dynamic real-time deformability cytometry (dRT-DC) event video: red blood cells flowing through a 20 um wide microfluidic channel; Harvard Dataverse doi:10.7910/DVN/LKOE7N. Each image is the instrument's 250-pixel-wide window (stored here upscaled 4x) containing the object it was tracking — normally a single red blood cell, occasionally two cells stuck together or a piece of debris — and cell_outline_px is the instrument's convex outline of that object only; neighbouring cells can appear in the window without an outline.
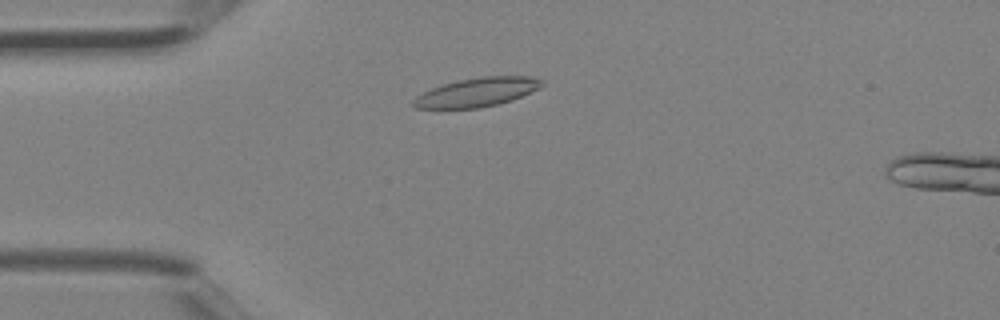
{"species": "Egyptian fruit bat (a non-hibernating species)", "species_latin": "Rousettus aegyptiacus", "temperature_condition": "room temperature", "stored_images_in_passage": 36, "camera_frame_rate_fps": 3000, "um_per_image_px": 0.085, "animal": {"sex": "female"}, "frame": {"image": 1, "passage_image": 7, "time_ms": 2.0, "image_size_px": [1000, 320], "cell_outline_px": [[544, 84], [540, 88], [512, 100], [480, 108], [416, 108], [412, 104], [412, 100], [416, 96], [432, 88], [444, 84], [460, 80], [480, 76], [536, 76], [544, 80]], "centroid_in_image_um": [40.6, 7.83], "position_along_channel_um": 44.4, "area_um2": 21.62}}
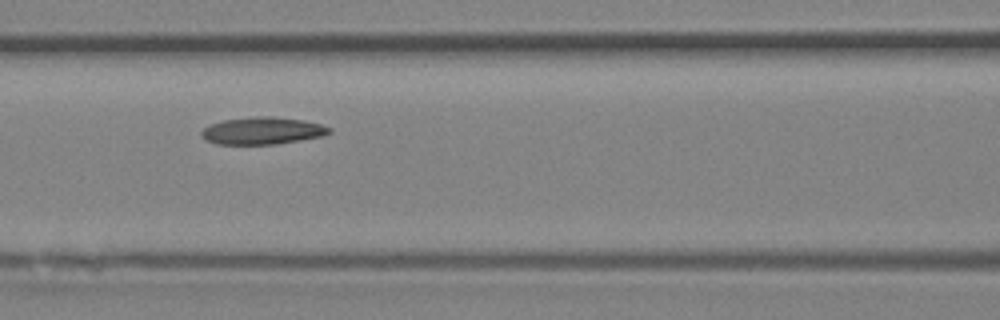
{"frame": {"image": 2, "passage_image": 14, "time_ms": 4.333, "image_size_px": [1000, 320], "cell_outline_px": [[332, 132], [324, 136], [276, 144], [216, 144], [200, 136], [200, 132], [204, 128], [212, 124], [224, 120], [256, 116], [272, 116], [304, 120], [320, 124], [332, 128]], "centroid_in_image_um": [22.34, 11.11], "position_along_channel_um": 144.3, "area_um2": 20.29}}
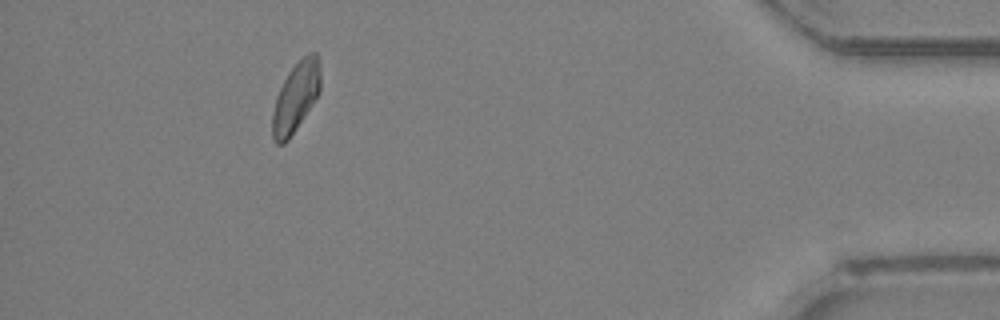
{"frame": {"image": 3, "passage_image": 33, "time_ms": 10.667, "image_size_px": [1000, 320], "cell_outline_px": [[320, 92], [288, 140], [284, 144], [276, 144], [272, 136], [272, 112], [276, 96], [288, 72], [308, 52], [316, 52], [320, 64]], "centroid_in_image_um": [25.13, 8.25], "position_along_channel_um": 410.1, "area_um2": 19.36}}